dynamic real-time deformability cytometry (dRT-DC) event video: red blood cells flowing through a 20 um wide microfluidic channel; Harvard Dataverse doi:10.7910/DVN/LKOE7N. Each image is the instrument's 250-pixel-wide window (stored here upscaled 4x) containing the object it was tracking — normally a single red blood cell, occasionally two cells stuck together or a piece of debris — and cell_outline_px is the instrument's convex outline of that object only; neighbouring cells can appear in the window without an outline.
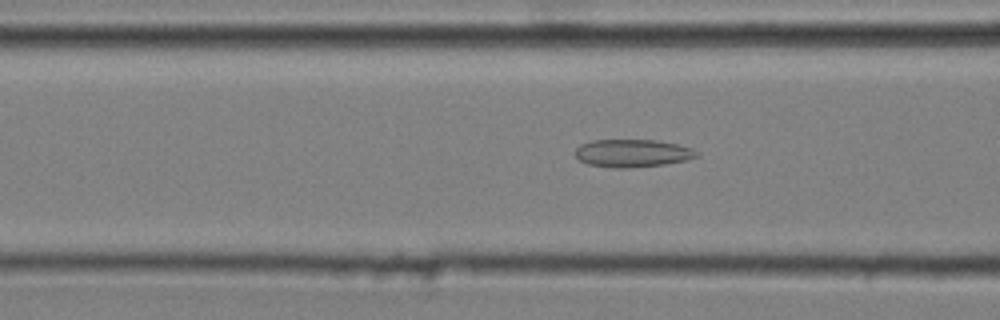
{"species": "common noctule bat (a hibernating species)", "species_latin": "Nyctalus noctula", "temperature_condition": "cold", "stored_images_in_passage": 51, "camera_frame_rate_fps": 3000, "um_per_image_px": 0.085, "animal": {"sex": "male", "body_mass_g": 20.4}, "frame": {"image": 1, "passage_image": 20, "time_ms": 6.333, "image_size_px": [1000, 320], "cell_outline_px": [[700, 156], [684, 160], [664, 164], [624, 168], [616, 168], [588, 164], [580, 160], [576, 156], [576, 148], [580, 144], [592, 140], [656, 140], [676, 144], [692, 148], [700, 152]], "centroid_in_image_um": [53.77, 13.01], "position_along_channel_um": 112.8, "area_um2": 19.54}}
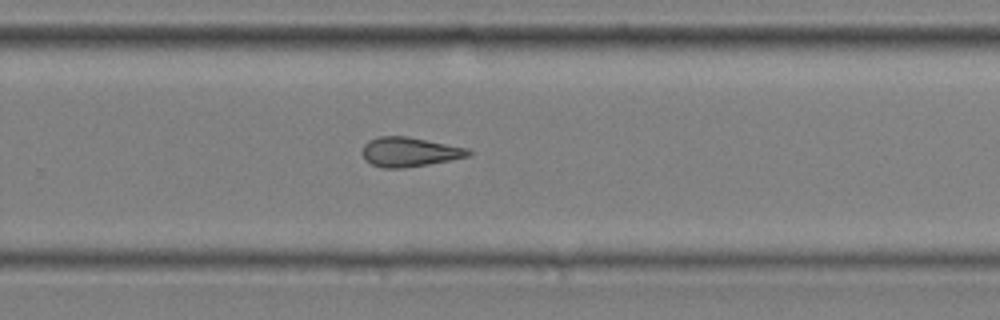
{"frame": {"image": 2, "passage_image": 35, "time_ms": 11.333, "image_size_px": [1000, 320], "cell_outline_px": [[472, 152], [468, 156], [428, 164], [404, 168], [384, 168], [372, 164], [364, 160], [364, 144], [368, 140], [380, 136], [408, 136], [468, 148]], "centroid_in_image_um": [34.79, 12.91], "position_along_channel_um": 295.0, "area_um2": 18.03}}
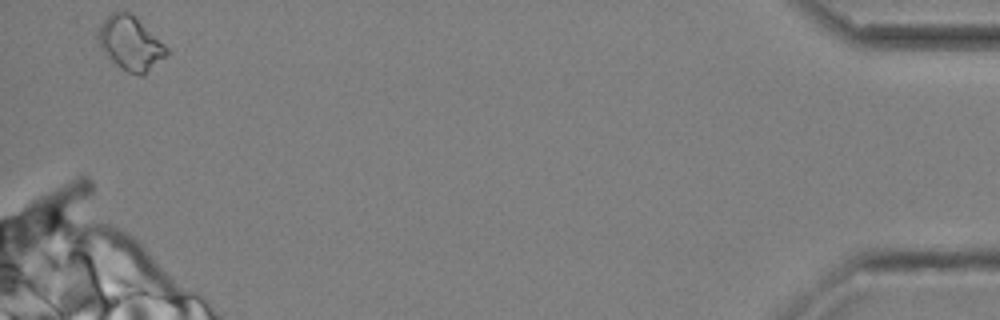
{"frame": {"image": 3, "passage_image": 51, "time_ms": 16.667, "image_size_px": [1000, 320], "cell_outline_px": [[168, 52], [144, 76], [140, 76], [128, 72], [116, 64], [100, 48], [96, 36], [100, 24], [112, 12], [132, 12], [168, 48]], "centroid_in_image_um": [11.06, 3.67], "position_along_channel_um": 424.1, "area_um2": 21.33}}